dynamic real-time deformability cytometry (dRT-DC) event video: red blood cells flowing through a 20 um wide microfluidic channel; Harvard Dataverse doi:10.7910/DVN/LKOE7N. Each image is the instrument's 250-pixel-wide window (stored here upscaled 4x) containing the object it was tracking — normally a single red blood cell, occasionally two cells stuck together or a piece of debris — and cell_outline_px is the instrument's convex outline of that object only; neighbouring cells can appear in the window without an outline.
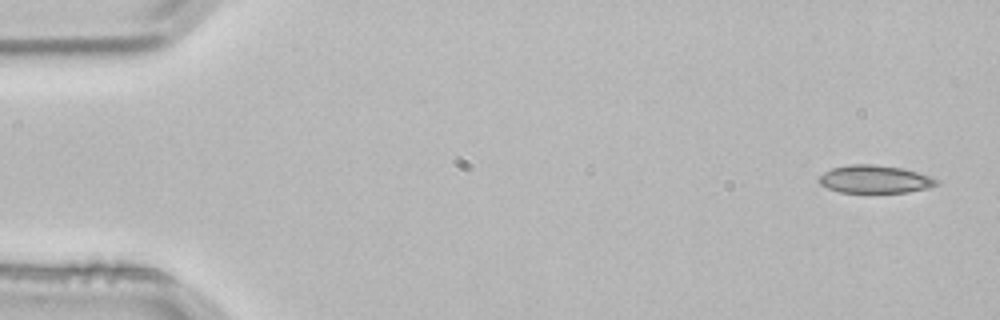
{"species": "common noctule bat (a hibernating species)", "species_latin": "Nyctalus noctula", "temperature_condition": "room temperature", "stored_images_in_passage": 3, "camera_frame_rate_fps": 3000, "um_per_image_px": 0.085, "animal": {"sex": "male", "body_mass_g": 21.5, "forearm_length_mm": 52.0}, "frame": {"image": 1, "passage_image": 1, "time_ms": 0.0, "image_size_px": [1000, 320], "cell_outline_px": [[940, 184], [928, 188], [908, 192], [840, 192], [828, 188], [820, 184], [820, 176], [824, 172], [832, 168], [848, 164], [872, 164], [900, 168], [932, 176], [940, 180]], "centroid_in_image_um": [74.4, 15.23], "position_along_channel_um": 10.6, "area_um2": 19.02}}
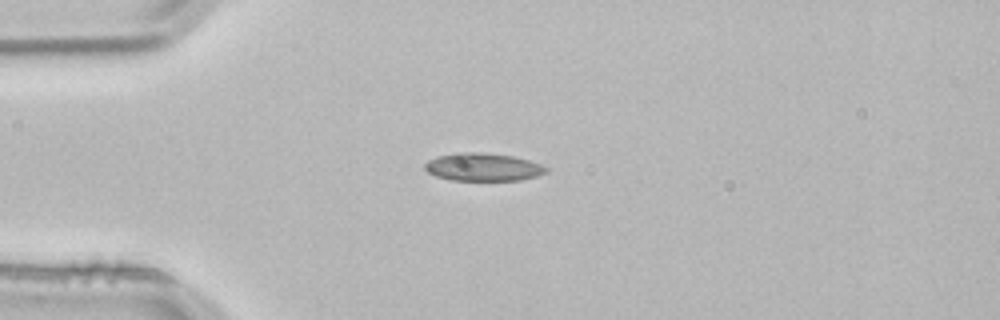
{"frame": {"image": 2, "passage_image": 3, "time_ms": 0.667, "image_size_px": [1000, 320], "cell_outline_px": [[548, 172], [536, 176], [520, 180], [448, 180], [436, 176], [428, 172], [424, 168], [424, 164], [428, 160], [436, 156], [460, 152], [484, 152], [512, 156], [528, 160], [540, 164], [548, 168]], "centroid_in_image_um": [41.03, 14.19], "position_along_channel_um": 44.0, "area_um2": 19.77}}